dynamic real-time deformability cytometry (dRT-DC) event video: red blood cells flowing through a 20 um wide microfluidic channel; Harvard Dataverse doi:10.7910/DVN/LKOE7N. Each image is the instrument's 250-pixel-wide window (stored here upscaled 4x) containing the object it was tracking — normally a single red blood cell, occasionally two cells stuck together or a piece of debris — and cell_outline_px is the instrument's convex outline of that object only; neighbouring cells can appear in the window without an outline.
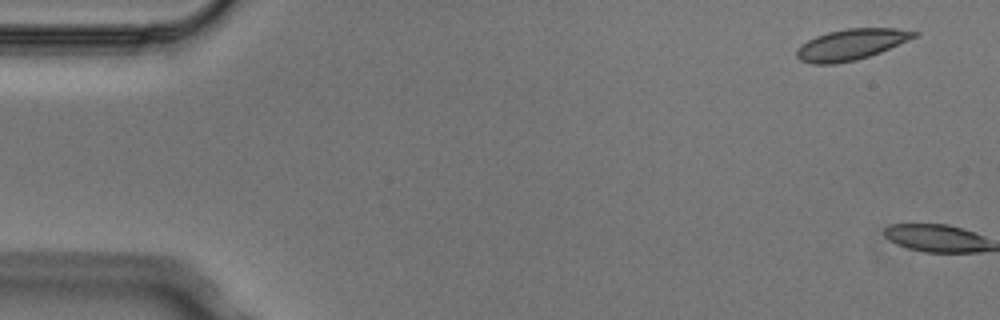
{"species": "Egyptian fruit bat (a non-hibernating species)", "species_latin": "Rousettus aegyptiacus", "temperature_condition": "cold", "stored_images_in_passage": 4, "camera_frame_rate_fps": 3000, "um_per_image_px": 0.085, "animal": {"sex": "male"}, "frame": {"image": 1, "passage_image": 1, "time_ms": 0.0, "image_size_px": [1000, 320], "cell_outline_px": [[920, 32], [916, 36], [908, 40], [880, 52], [856, 60], [836, 64], [812, 64], [800, 60], [796, 56], [796, 52], [808, 40], [816, 36], [828, 32], [848, 28], [896, 28]], "centroid_in_image_um": [72.35, 3.78], "position_along_channel_um": 12.6, "area_um2": 20.92}}